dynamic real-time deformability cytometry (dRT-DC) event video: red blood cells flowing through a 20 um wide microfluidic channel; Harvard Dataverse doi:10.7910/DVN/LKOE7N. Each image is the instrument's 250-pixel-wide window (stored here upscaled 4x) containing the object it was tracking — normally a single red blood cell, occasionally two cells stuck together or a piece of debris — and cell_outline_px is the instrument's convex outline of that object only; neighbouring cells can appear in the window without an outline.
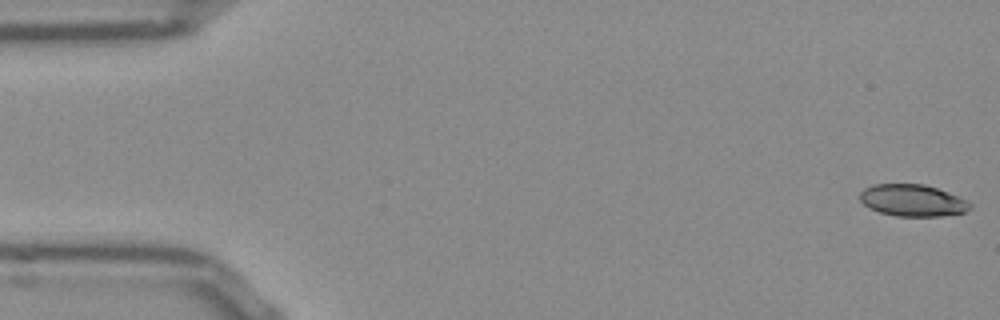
{"species": "Egyptian fruit bat (a non-hibernating species)", "species_latin": "Rousettus aegyptiacus", "temperature_condition": "room temperature", "stored_images_in_passage": 53, "segment_of_instrument_passage": [1, 2], "camera_frame_rate_fps": 3000, "um_per_image_px": 0.085, "frame": {"image": 1, "passage_image": 1, "time_ms": 0.0, "image_size_px": [1000, 320], "cell_outline_px": [[972, 208], [964, 212], [940, 216], [896, 216], [880, 212], [868, 208], [860, 200], [860, 192], [864, 188], [872, 184], [924, 184], [936, 188], [956, 196], [972, 204]], "centroid_in_image_um": [77.52, 17.03], "position_along_channel_um": 7.5, "area_um2": 20.29}}
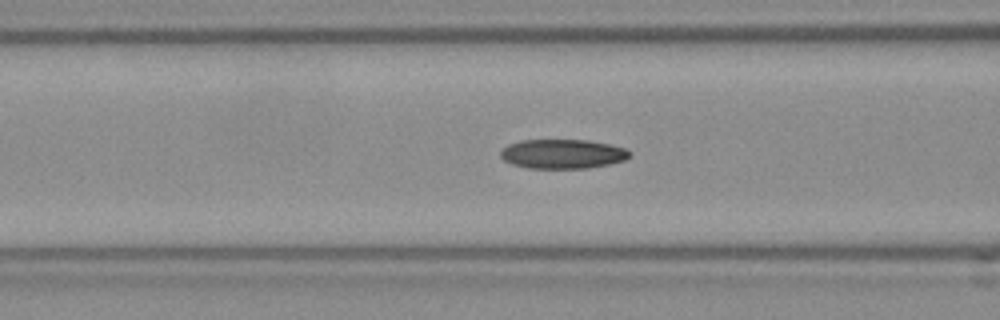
{"frame": {"image": 2, "passage_image": 20, "time_ms": 6.333, "image_size_px": [1000, 320], "cell_outline_px": [[632, 156], [624, 160], [608, 164], [588, 168], [528, 168], [512, 164], [504, 160], [500, 156], [500, 152], [508, 144], [520, 140], [588, 140], [608, 144], [624, 148], [632, 152]], "centroid_in_image_um": [47.82, 13.08], "position_along_channel_um": 118.8, "area_um2": 22.08}}
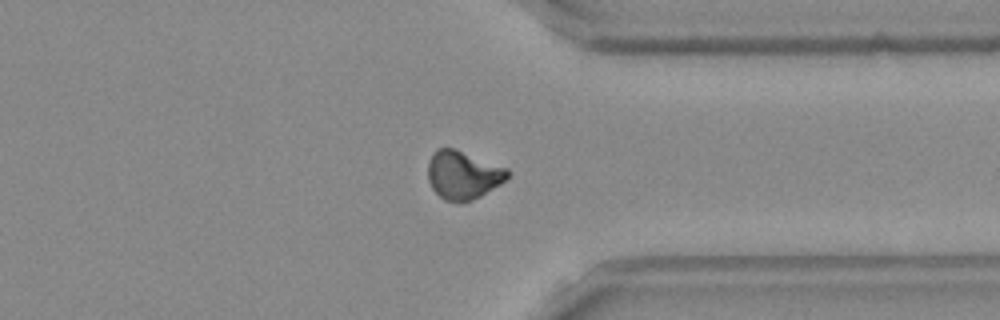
{"frame": {"image": 3, "passage_image": 40, "time_ms": 13.0, "image_size_px": [1000, 320], "cell_outline_px": [[508, 176], [500, 184], [480, 196], [472, 200], [444, 200], [432, 188], [428, 180], [428, 160], [432, 152], [436, 148], [456, 148], [508, 168]], "centroid_in_image_um": [39.33, 14.82], "position_along_channel_um": 372.1, "area_um2": 22.31}}